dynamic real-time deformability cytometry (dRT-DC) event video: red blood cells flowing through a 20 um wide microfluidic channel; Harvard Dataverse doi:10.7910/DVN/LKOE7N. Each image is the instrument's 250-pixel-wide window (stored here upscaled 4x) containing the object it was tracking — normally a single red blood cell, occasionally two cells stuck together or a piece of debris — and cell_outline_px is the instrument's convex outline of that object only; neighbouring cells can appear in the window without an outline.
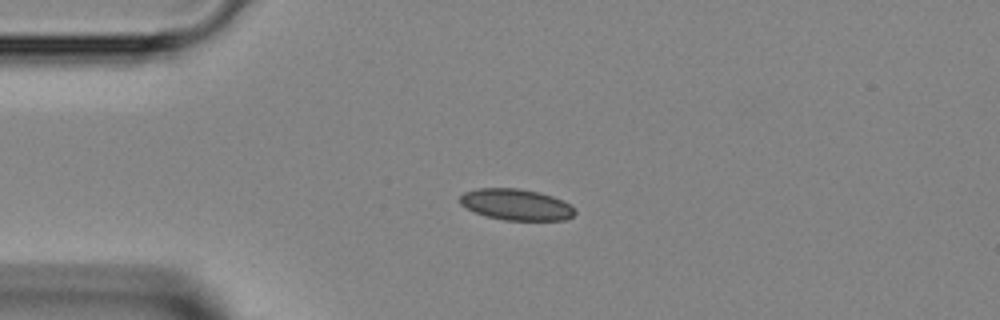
{"species": "Egyptian fruit bat (a non-hibernating species)", "species_latin": "Rousettus aegyptiacus", "temperature_condition": "room temperature", "stored_images_in_passage": 37, "camera_frame_rate_fps": 3000, "um_per_image_px": 0.085, "animal": {"sex": "female"}, "frame": {"image": 1, "passage_image": 1, "time_ms": 0.0, "image_size_px": [1000, 320], "cell_outline_px": [[576, 212], [572, 216], [564, 220], [504, 220], [488, 216], [476, 212], [460, 204], [460, 196], [464, 192], [476, 188], [520, 188], [540, 192], [564, 200], [576, 208]], "centroid_in_image_um": [43.91, 17.37], "position_along_channel_um": 41.1, "area_um2": 20.98}}
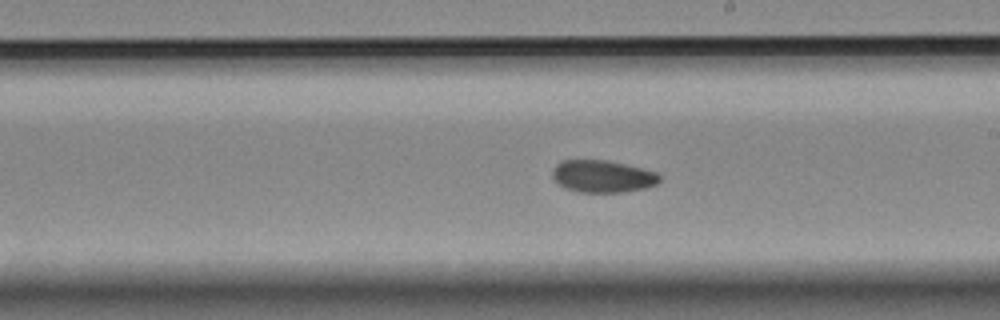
{"frame": {"image": 2, "passage_image": 16, "time_ms": 5.0, "image_size_px": [1000, 320], "cell_outline_px": [[660, 180], [656, 184], [644, 188], [624, 192], [580, 192], [564, 188], [552, 176], [552, 168], [560, 160], [604, 160], [624, 164], [656, 172], [660, 176]], "centroid_in_image_um": [51.18, 14.99], "position_along_channel_um": 237.8, "area_um2": 20.0}}
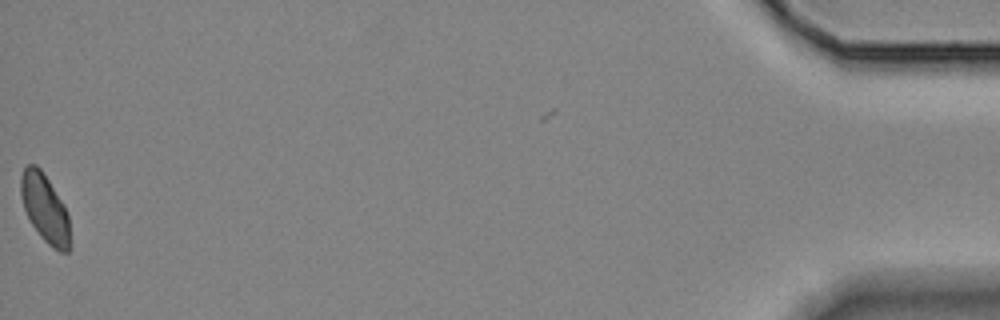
{"frame": {"image": 3, "passage_image": 36, "time_ms": 11.667, "image_size_px": [1000, 320], "cell_outline_px": [[72, 248], [68, 252], [60, 252], [52, 248], [40, 236], [32, 224], [24, 208], [20, 196], [20, 176], [24, 168], [28, 164], [36, 164], [40, 168], [64, 204], [68, 216], [72, 244]], "centroid_in_image_um": [3.84, 17.75], "position_along_channel_um": 431.4, "area_um2": 19.83}}